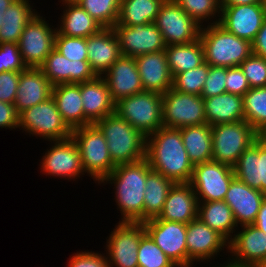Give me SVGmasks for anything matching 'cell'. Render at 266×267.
I'll return each mask as SVG.
<instances>
[{
  "label": "cell",
  "instance_id": "6da1fadb",
  "mask_svg": "<svg viewBox=\"0 0 266 267\" xmlns=\"http://www.w3.org/2000/svg\"><path fill=\"white\" fill-rule=\"evenodd\" d=\"M151 169L174 183H189L193 164L184 147L181 130L161 127L146 137V156Z\"/></svg>",
  "mask_w": 266,
  "mask_h": 267
},
{
  "label": "cell",
  "instance_id": "7a4b0ae2",
  "mask_svg": "<svg viewBox=\"0 0 266 267\" xmlns=\"http://www.w3.org/2000/svg\"><path fill=\"white\" fill-rule=\"evenodd\" d=\"M152 171L146 158L127 164L117 165L99 184H111L119 222H143L144 191L147 175ZM103 184V185H102Z\"/></svg>",
  "mask_w": 266,
  "mask_h": 267
},
{
  "label": "cell",
  "instance_id": "3957f363",
  "mask_svg": "<svg viewBox=\"0 0 266 267\" xmlns=\"http://www.w3.org/2000/svg\"><path fill=\"white\" fill-rule=\"evenodd\" d=\"M95 125L103 133L116 166L145 158L146 137L116 112L98 120Z\"/></svg>",
  "mask_w": 266,
  "mask_h": 267
},
{
  "label": "cell",
  "instance_id": "277c9868",
  "mask_svg": "<svg viewBox=\"0 0 266 267\" xmlns=\"http://www.w3.org/2000/svg\"><path fill=\"white\" fill-rule=\"evenodd\" d=\"M199 39L210 66H239L252 54L250 41L229 33L218 23L202 26Z\"/></svg>",
  "mask_w": 266,
  "mask_h": 267
},
{
  "label": "cell",
  "instance_id": "5b68a950",
  "mask_svg": "<svg viewBox=\"0 0 266 267\" xmlns=\"http://www.w3.org/2000/svg\"><path fill=\"white\" fill-rule=\"evenodd\" d=\"M71 137L79 148L85 176L99 185L116 167L103 133L91 124L73 129Z\"/></svg>",
  "mask_w": 266,
  "mask_h": 267
},
{
  "label": "cell",
  "instance_id": "8992f818",
  "mask_svg": "<svg viewBox=\"0 0 266 267\" xmlns=\"http://www.w3.org/2000/svg\"><path fill=\"white\" fill-rule=\"evenodd\" d=\"M115 112L145 137L163 127L162 95L143 91L121 99Z\"/></svg>",
  "mask_w": 266,
  "mask_h": 267
},
{
  "label": "cell",
  "instance_id": "52a82bcc",
  "mask_svg": "<svg viewBox=\"0 0 266 267\" xmlns=\"http://www.w3.org/2000/svg\"><path fill=\"white\" fill-rule=\"evenodd\" d=\"M18 129L43 141L65 140L72 135L52 97L22 111L18 115Z\"/></svg>",
  "mask_w": 266,
  "mask_h": 267
},
{
  "label": "cell",
  "instance_id": "ba28073f",
  "mask_svg": "<svg viewBox=\"0 0 266 267\" xmlns=\"http://www.w3.org/2000/svg\"><path fill=\"white\" fill-rule=\"evenodd\" d=\"M212 131V161L234 167L241 154L257 139V131L245 120L215 124Z\"/></svg>",
  "mask_w": 266,
  "mask_h": 267
},
{
  "label": "cell",
  "instance_id": "9c48e42d",
  "mask_svg": "<svg viewBox=\"0 0 266 267\" xmlns=\"http://www.w3.org/2000/svg\"><path fill=\"white\" fill-rule=\"evenodd\" d=\"M39 12L26 24L18 41L27 68H39L55 47L56 26Z\"/></svg>",
  "mask_w": 266,
  "mask_h": 267
},
{
  "label": "cell",
  "instance_id": "30bf717a",
  "mask_svg": "<svg viewBox=\"0 0 266 267\" xmlns=\"http://www.w3.org/2000/svg\"><path fill=\"white\" fill-rule=\"evenodd\" d=\"M145 233L143 222H117L104 248L109 267H138V248Z\"/></svg>",
  "mask_w": 266,
  "mask_h": 267
},
{
  "label": "cell",
  "instance_id": "8fae6325",
  "mask_svg": "<svg viewBox=\"0 0 266 267\" xmlns=\"http://www.w3.org/2000/svg\"><path fill=\"white\" fill-rule=\"evenodd\" d=\"M48 149L40 159V172L47 176L60 178L68 181L82 179L85 171L82 167L79 148L72 137L49 141ZM82 176V177H80Z\"/></svg>",
  "mask_w": 266,
  "mask_h": 267
},
{
  "label": "cell",
  "instance_id": "7c38bea8",
  "mask_svg": "<svg viewBox=\"0 0 266 267\" xmlns=\"http://www.w3.org/2000/svg\"><path fill=\"white\" fill-rule=\"evenodd\" d=\"M163 126L180 129L206 123L204 99L169 89L162 95Z\"/></svg>",
  "mask_w": 266,
  "mask_h": 267
},
{
  "label": "cell",
  "instance_id": "4fadbf2b",
  "mask_svg": "<svg viewBox=\"0 0 266 267\" xmlns=\"http://www.w3.org/2000/svg\"><path fill=\"white\" fill-rule=\"evenodd\" d=\"M166 45L187 44L199 39L201 25L174 1L165 0L154 22Z\"/></svg>",
  "mask_w": 266,
  "mask_h": 267
},
{
  "label": "cell",
  "instance_id": "5bb4252c",
  "mask_svg": "<svg viewBox=\"0 0 266 267\" xmlns=\"http://www.w3.org/2000/svg\"><path fill=\"white\" fill-rule=\"evenodd\" d=\"M234 178L232 167L209 161L194 166L189 183L194 189L198 202L222 201Z\"/></svg>",
  "mask_w": 266,
  "mask_h": 267
},
{
  "label": "cell",
  "instance_id": "9a60e30c",
  "mask_svg": "<svg viewBox=\"0 0 266 267\" xmlns=\"http://www.w3.org/2000/svg\"><path fill=\"white\" fill-rule=\"evenodd\" d=\"M146 233L177 267H188L187 224L149 219L143 222Z\"/></svg>",
  "mask_w": 266,
  "mask_h": 267
},
{
  "label": "cell",
  "instance_id": "2e32d148",
  "mask_svg": "<svg viewBox=\"0 0 266 267\" xmlns=\"http://www.w3.org/2000/svg\"><path fill=\"white\" fill-rule=\"evenodd\" d=\"M186 246L188 267H192L195 261L196 264L197 262L208 264V261L217 259L221 251V254L224 253V255L229 252V242L199 218L187 224ZM224 250H226V254Z\"/></svg>",
  "mask_w": 266,
  "mask_h": 267
},
{
  "label": "cell",
  "instance_id": "e0dca14e",
  "mask_svg": "<svg viewBox=\"0 0 266 267\" xmlns=\"http://www.w3.org/2000/svg\"><path fill=\"white\" fill-rule=\"evenodd\" d=\"M229 253L228 260L234 264L262 267L266 263V233L253 224L238 227L229 242Z\"/></svg>",
  "mask_w": 266,
  "mask_h": 267
},
{
  "label": "cell",
  "instance_id": "ac0fdd59",
  "mask_svg": "<svg viewBox=\"0 0 266 267\" xmlns=\"http://www.w3.org/2000/svg\"><path fill=\"white\" fill-rule=\"evenodd\" d=\"M122 56L137 57L165 50L166 43L155 23L114 26Z\"/></svg>",
  "mask_w": 266,
  "mask_h": 267
},
{
  "label": "cell",
  "instance_id": "d6986e66",
  "mask_svg": "<svg viewBox=\"0 0 266 267\" xmlns=\"http://www.w3.org/2000/svg\"><path fill=\"white\" fill-rule=\"evenodd\" d=\"M218 24L229 33L252 42L266 18V4L220 6Z\"/></svg>",
  "mask_w": 266,
  "mask_h": 267
},
{
  "label": "cell",
  "instance_id": "ffe728a7",
  "mask_svg": "<svg viewBox=\"0 0 266 267\" xmlns=\"http://www.w3.org/2000/svg\"><path fill=\"white\" fill-rule=\"evenodd\" d=\"M39 69L53 86L83 83L96 77L88 60H69L55 48L46 57Z\"/></svg>",
  "mask_w": 266,
  "mask_h": 267
},
{
  "label": "cell",
  "instance_id": "44dd1931",
  "mask_svg": "<svg viewBox=\"0 0 266 267\" xmlns=\"http://www.w3.org/2000/svg\"><path fill=\"white\" fill-rule=\"evenodd\" d=\"M102 77L115 104L123 98L144 91L134 57L121 56Z\"/></svg>",
  "mask_w": 266,
  "mask_h": 267
},
{
  "label": "cell",
  "instance_id": "7402d4cb",
  "mask_svg": "<svg viewBox=\"0 0 266 267\" xmlns=\"http://www.w3.org/2000/svg\"><path fill=\"white\" fill-rule=\"evenodd\" d=\"M224 201L231 208L238 227L254 224L264 201L263 192L238 180L231 181Z\"/></svg>",
  "mask_w": 266,
  "mask_h": 267
},
{
  "label": "cell",
  "instance_id": "603a6c76",
  "mask_svg": "<svg viewBox=\"0 0 266 267\" xmlns=\"http://www.w3.org/2000/svg\"><path fill=\"white\" fill-rule=\"evenodd\" d=\"M144 91L163 95L173 86L164 50L134 57Z\"/></svg>",
  "mask_w": 266,
  "mask_h": 267
},
{
  "label": "cell",
  "instance_id": "cb8c5ba5",
  "mask_svg": "<svg viewBox=\"0 0 266 267\" xmlns=\"http://www.w3.org/2000/svg\"><path fill=\"white\" fill-rule=\"evenodd\" d=\"M235 177L253 189L266 191V143L256 139L233 167Z\"/></svg>",
  "mask_w": 266,
  "mask_h": 267
},
{
  "label": "cell",
  "instance_id": "d4e9b609",
  "mask_svg": "<svg viewBox=\"0 0 266 267\" xmlns=\"http://www.w3.org/2000/svg\"><path fill=\"white\" fill-rule=\"evenodd\" d=\"M87 56L96 76H102L122 54L113 28H103L86 38Z\"/></svg>",
  "mask_w": 266,
  "mask_h": 267
},
{
  "label": "cell",
  "instance_id": "484cf974",
  "mask_svg": "<svg viewBox=\"0 0 266 267\" xmlns=\"http://www.w3.org/2000/svg\"><path fill=\"white\" fill-rule=\"evenodd\" d=\"M198 200L190 183H174L168 192L162 212L158 217L162 219L188 224L197 218Z\"/></svg>",
  "mask_w": 266,
  "mask_h": 267
},
{
  "label": "cell",
  "instance_id": "4316f807",
  "mask_svg": "<svg viewBox=\"0 0 266 267\" xmlns=\"http://www.w3.org/2000/svg\"><path fill=\"white\" fill-rule=\"evenodd\" d=\"M53 85L39 68H27L20 72L15 110L22 111L52 97Z\"/></svg>",
  "mask_w": 266,
  "mask_h": 267
},
{
  "label": "cell",
  "instance_id": "83f0119b",
  "mask_svg": "<svg viewBox=\"0 0 266 267\" xmlns=\"http://www.w3.org/2000/svg\"><path fill=\"white\" fill-rule=\"evenodd\" d=\"M84 116L95 124L98 120L115 113L108 85L102 76L80 83Z\"/></svg>",
  "mask_w": 266,
  "mask_h": 267
},
{
  "label": "cell",
  "instance_id": "f1b7e54d",
  "mask_svg": "<svg viewBox=\"0 0 266 267\" xmlns=\"http://www.w3.org/2000/svg\"><path fill=\"white\" fill-rule=\"evenodd\" d=\"M52 98L55 101L63 121L71 130L92 124L84 116L80 83L53 86Z\"/></svg>",
  "mask_w": 266,
  "mask_h": 267
},
{
  "label": "cell",
  "instance_id": "f546056e",
  "mask_svg": "<svg viewBox=\"0 0 266 267\" xmlns=\"http://www.w3.org/2000/svg\"><path fill=\"white\" fill-rule=\"evenodd\" d=\"M57 32L68 37L87 38L100 32L103 27L79 4H61Z\"/></svg>",
  "mask_w": 266,
  "mask_h": 267
},
{
  "label": "cell",
  "instance_id": "4dcf8cb0",
  "mask_svg": "<svg viewBox=\"0 0 266 267\" xmlns=\"http://www.w3.org/2000/svg\"><path fill=\"white\" fill-rule=\"evenodd\" d=\"M206 123L213 126L244 120L243 97L223 93L204 99Z\"/></svg>",
  "mask_w": 266,
  "mask_h": 267
},
{
  "label": "cell",
  "instance_id": "1f68e13d",
  "mask_svg": "<svg viewBox=\"0 0 266 267\" xmlns=\"http://www.w3.org/2000/svg\"><path fill=\"white\" fill-rule=\"evenodd\" d=\"M32 1H14L2 16L0 44L18 43L26 24L39 12L33 9Z\"/></svg>",
  "mask_w": 266,
  "mask_h": 267
},
{
  "label": "cell",
  "instance_id": "d6a6232c",
  "mask_svg": "<svg viewBox=\"0 0 266 267\" xmlns=\"http://www.w3.org/2000/svg\"><path fill=\"white\" fill-rule=\"evenodd\" d=\"M197 218L221 234L228 242L238 229L232 210L224 200L198 202Z\"/></svg>",
  "mask_w": 266,
  "mask_h": 267
},
{
  "label": "cell",
  "instance_id": "836d02e7",
  "mask_svg": "<svg viewBox=\"0 0 266 267\" xmlns=\"http://www.w3.org/2000/svg\"><path fill=\"white\" fill-rule=\"evenodd\" d=\"M211 128L207 123L180 128L184 147L193 166L212 161Z\"/></svg>",
  "mask_w": 266,
  "mask_h": 267
},
{
  "label": "cell",
  "instance_id": "e575fe53",
  "mask_svg": "<svg viewBox=\"0 0 266 267\" xmlns=\"http://www.w3.org/2000/svg\"><path fill=\"white\" fill-rule=\"evenodd\" d=\"M164 51L173 78L179 73L205 63L204 49L200 39L187 44L167 45Z\"/></svg>",
  "mask_w": 266,
  "mask_h": 267
},
{
  "label": "cell",
  "instance_id": "d590c367",
  "mask_svg": "<svg viewBox=\"0 0 266 267\" xmlns=\"http://www.w3.org/2000/svg\"><path fill=\"white\" fill-rule=\"evenodd\" d=\"M174 182L158 172L151 171L146 178L143 222L158 217L162 212L168 192Z\"/></svg>",
  "mask_w": 266,
  "mask_h": 267
},
{
  "label": "cell",
  "instance_id": "8d00e7d4",
  "mask_svg": "<svg viewBox=\"0 0 266 267\" xmlns=\"http://www.w3.org/2000/svg\"><path fill=\"white\" fill-rule=\"evenodd\" d=\"M165 0H121L115 26H133L154 23Z\"/></svg>",
  "mask_w": 266,
  "mask_h": 267
},
{
  "label": "cell",
  "instance_id": "74e56055",
  "mask_svg": "<svg viewBox=\"0 0 266 267\" xmlns=\"http://www.w3.org/2000/svg\"><path fill=\"white\" fill-rule=\"evenodd\" d=\"M199 25L217 24L220 19L219 0H174ZM204 23V24H203Z\"/></svg>",
  "mask_w": 266,
  "mask_h": 267
},
{
  "label": "cell",
  "instance_id": "f35d334b",
  "mask_svg": "<svg viewBox=\"0 0 266 267\" xmlns=\"http://www.w3.org/2000/svg\"><path fill=\"white\" fill-rule=\"evenodd\" d=\"M244 120L256 131L266 122V86L250 88L243 96Z\"/></svg>",
  "mask_w": 266,
  "mask_h": 267
},
{
  "label": "cell",
  "instance_id": "ab89813d",
  "mask_svg": "<svg viewBox=\"0 0 266 267\" xmlns=\"http://www.w3.org/2000/svg\"><path fill=\"white\" fill-rule=\"evenodd\" d=\"M121 0H82L85 9L103 28H113L118 21Z\"/></svg>",
  "mask_w": 266,
  "mask_h": 267
},
{
  "label": "cell",
  "instance_id": "60d3db41",
  "mask_svg": "<svg viewBox=\"0 0 266 267\" xmlns=\"http://www.w3.org/2000/svg\"><path fill=\"white\" fill-rule=\"evenodd\" d=\"M209 67L210 65L205 62L197 68L177 74L173 78L172 88L182 93L200 96L209 72Z\"/></svg>",
  "mask_w": 266,
  "mask_h": 267
},
{
  "label": "cell",
  "instance_id": "b9f144b4",
  "mask_svg": "<svg viewBox=\"0 0 266 267\" xmlns=\"http://www.w3.org/2000/svg\"><path fill=\"white\" fill-rule=\"evenodd\" d=\"M137 258L138 267H177L147 233L141 237Z\"/></svg>",
  "mask_w": 266,
  "mask_h": 267
},
{
  "label": "cell",
  "instance_id": "7bdbcfd3",
  "mask_svg": "<svg viewBox=\"0 0 266 267\" xmlns=\"http://www.w3.org/2000/svg\"><path fill=\"white\" fill-rule=\"evenodd\" d=\"M54 48L69 60H88L86 38L68 37L56 32Z\"/></svg>",
  "mask_w": 266,
  "mask_h": 267
},
{
  "label": "cell",
  "instance_id": "ee69618b",
  "mask_svg": "<svg viewBox=\"0 0 266 267\" xmlns=\"http://www.w3.org/2000/svg\"><path fill=\"white\" fill-rule=\"evenodd\" d=\"M250 88L266 86V59L255 54H251L240 65Z\"/></svg>",
  "mask_w": 266,
  "mask_h": 267
},
{
  "label": "cell",
  "instance_id": "f6af8a7d",
  "mask_svg": "<svg viewBox=\"0 0 266 267\" xmlns=\"http://www.w3.org/2000/svg\"><path fill=\"white\" fill-rule=\"evenodd\" d=\"M27 69L21 57L18 43L0 44V73L1 72H22Z\"/></svg>",
  "mask_w": 266,
  "mask_h": 267
},
{
  "label": "cell",
  "instance_id": "bcb514c9",
  "mask_svg": "<svg viewBox=\"0 0 266 267\" xmlns=\"http://www.w3.org/2000/svg\"><path fill=\"white\" fill-rule=\"evenodd\" d=\"M227 67L210 66L201 93L203 99L226 93Z\"/></svg>",
  "mask_w": 266,
  "mask_h": 267
},
{
  "label": "cell",
  "instance_id": "7dc6e473",
  "mask_svg": "<svg viewBox=\"0 0 266 267\" xmlns=\"http://www.w3.org/2000/svg\"><path fill=\"white\" fill-rule=\"evenodd\" d=\"M95 251H80L70 256L66 267H109L108 258L105 253Z\"/></svg>",
  "mask_w": 266,
  "mask_h": 267
},
{
  "label": "cell",
  "instance_id": "c3c4849f",
  "mask_svg": "<svg viewBox=\"0 0 266 267\" xmlns=\"http://www.w3.org/2000/svg\"><path fill=\"white\" fill-rule=\"evenodd\" d=\"M20 72L0 73V101L15 104Z\"/></svg>",
  "mask_w": 266,
  "mask_h": 267
},
{
  "label": "cell",
  "instance_id": "681fc988",
  "mask_svg": "<svg viewBox=\"0 0 266 267\" xmlns=\"http://www.w3.org/2000/svg\"><path fill=\"white\" fill-rule=\"evenodd\" d=\"M226 92L244 96L250 85L240 66L227 67Z\"/></svg>",
  "mask_w": 266,
  "mask_h": 267
},
{
  "label": "cell",
  "instance_id": "f907efd6",
  "mask_svg": "<svg viewBox=\"0 0 266 267\" xmlns=\"http://www.w3.org/2000/svg\"><path fill=\"white\" fill-rule=\"evenodd\" d=\"M0 128L18 130V114L14 104L0 101Z\"/></svg>",
  "mask_w": 266,
  "mask_h": 267
},
{
  "label": "cell",
  "instance_id": "816d5d0a",
  "mask_svg": "<svg viewBox=\"0 0 266 267\" xmlns=\"http://www.w3.org/2000/svg\"><path fill=\"white\" fill-rule=\"evenodd\" d=\"M251 44L252 54L266 59V18Z\"/></svg>",
  "mask_w": 266,
  "mask_h": 267
},
{
  "label": "cell",
  "instance_id": "f5cc1de1",
  "mask_svg": "<svg viewBox=\"0 0 266 267\" xmlns=\"http://www.w3.org/2000/svg\"><path fill=\"white\" fill-rule=\"evenodd\" d=\"M253 225L256 226L259 230L266 233V201L265 200L262 202L260 206L257 218Z\"/></svg>",
  "mask_w": 266,
  "mask_h": 267
},
{
  "label": "cell",
  "instance_id": "db71d44e",
  "mask_svg": "<svg viewBox=\"0 0 266 267\" xmlns=\"http://www.w3.org/2000/svg\"><path fill=\"white\" fill-rule=\"evenodd\" d=\"M220 6H238L245 4H266V0H219Z\"/></svg>",
  "mask_w": 266,
  "mask_h": 267
},
{
  "label": "cell",
  "instance_id": "11a10c76",
  "mask_svg": "<svg viewBox=\"0 0 266 267\" xmlns=\"http://www.w3.org/2000/svg\"><path fill=\"white\" fill-rule=\"evenodd\" d=\"M16 0H0V27H1V21L2 16L4 15L5 11L8 9V7Z\"/></svg>",
  "mask_w": 266,
  "mask_h": 267
},
{
  "label": "cell",
  "instance_id": "9f6ffc18",
  "mask_svg": "<svg viewBox=\"0 0 266 267\" xmlns=\"http://www.w3.org/2000/svg\"><path fill=\"white\" fill-rule=\"evenodd\" d=\"M257 139L266 143V122L257 130Z\"/></svg>",
  "mask_w": 266,
  "mask_h": 267
},
{
  "label": "cell",
  "instance_id": "6f0895ef",
  "mask_svg": "<svg viewBox=\"0 0 266 267\" xmlns=\"http://www.w3.org/2000/svg\"><path fill=\"white\" fill-rule=\"evenodd\" d=\"M212 267H253V266H244V265H237L234 264L232 262H230L228 259L226 261H224V263L222 264V262L219 264V266H217V264L215 266Z\"/></svg>",
  "mask_w": 266,
  "mask_h": 267
},
{
  "label": "cell",
  "instance_id": "680465c9",
  "mask_svg": "<svg viewBox=\"0 0 266 267\" xmlns=\"http://www.w3.org/2000/svg\"><path fill=\"white\" fill-rule=\"evenodd\" d=\"M82 0H59L61 4H79Z\"/></svg>",
  "mask_w": 266,
  "mask_h": 267
},
{
  "label": "cell",
  "instance_id": "91938a15",
  "mask_svg": "<svg viewBox=\"0 0 266 267\" xmlns=\"http://www.w3.org/2000/svg\"><path fill=\"white\" fill-rule=\"evenodd\" d=\"M264 200L266 201V191L263 192Z\"/></svg>",
  "mask_w": 266,
  "mask_h": 267
}]
</instances>
